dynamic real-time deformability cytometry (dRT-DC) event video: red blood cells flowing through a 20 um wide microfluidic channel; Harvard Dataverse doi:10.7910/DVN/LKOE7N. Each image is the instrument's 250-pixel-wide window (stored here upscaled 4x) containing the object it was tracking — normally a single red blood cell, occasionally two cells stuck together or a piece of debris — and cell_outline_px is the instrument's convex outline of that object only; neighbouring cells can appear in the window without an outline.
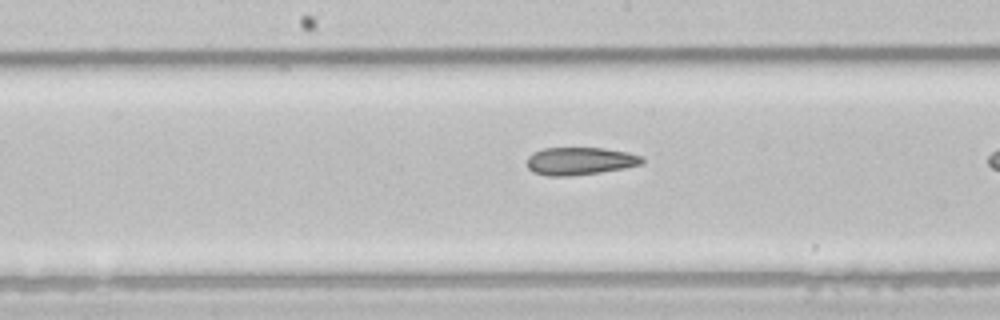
{"species": "common noctule bat (a hibernating species)", "species_latin": "Nyctalus noctula", "temperature_condition": "room temperature", "stored_images_in_passage": 23, "camera_frame_rate_fps": 3000, "um_per_image_px": 0.085, "animal": {"sex": "male", "body_mass_g": 21.5, "forearm_length_mm": 52.0}, "frame": {"image": 1, "passage_image": 19, "time_ms": 6.0, "image_size_px": [1000, 320], "cell_outline_px": [[644, 160], [640, 164], [624, 168], [600, 172], [568, 176], [548, 176], [532, 172], [528, 168], [528, 156], [532, 152], [544, 148], [604, 148], [628, 152], [644, 156]], "centroid_in_image_um": [49.29, 13.68], "position_along_channel_um": 198.9, "area_um2": 18.61}}
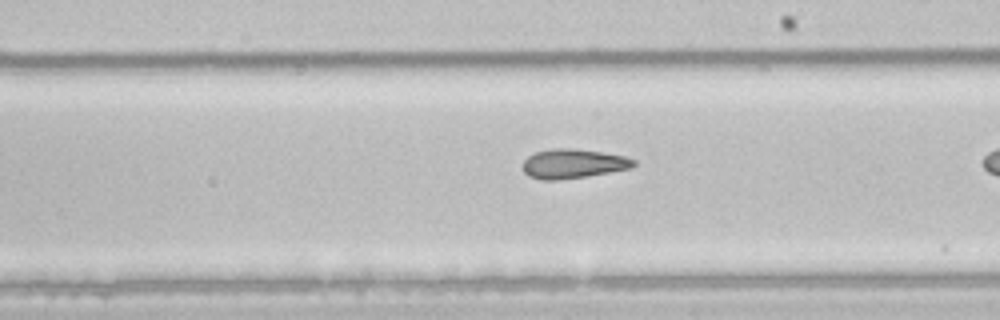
{"frame": {"image": 2, "passage_image": 22, "time_ms": 7.0, "image_size_px": [1000, 320], "cell_outline_px": [[636, 164], [632, 168], [588, 176], [556, 180], [540, 180], [528, 176], [524, 172], [524, 160], [528, 156], [536, 152], [552, 148], [576, 148], [624, 156], [636, 160]], "centroid_in_image_um": [48.72, 13.91], "position_along_channel_um": 240.3, "area_um2": 19.02}}